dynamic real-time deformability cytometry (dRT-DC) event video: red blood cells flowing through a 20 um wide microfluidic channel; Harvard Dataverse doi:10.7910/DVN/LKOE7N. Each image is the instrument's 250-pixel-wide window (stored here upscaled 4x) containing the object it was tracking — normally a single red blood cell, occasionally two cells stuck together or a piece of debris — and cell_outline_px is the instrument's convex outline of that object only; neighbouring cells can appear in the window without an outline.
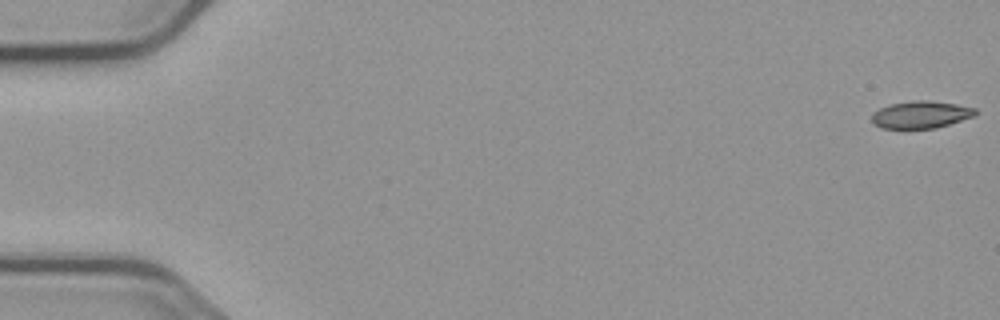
{"species": "common noctule bat (a hibernating species)", "species_latin": "Nyctalus noctula", "temperature_condition": "cold", "stored_images_in_passage": 7, "camera_frame_rate_fps": 3000, "um_per_image_px": 0.085, "animal": {"sex": "male", "body_mass_g": 23.1, "forearm_length_mm": 52.7}, "frame": {"image": 1, "passage_image": 1, "time_ms": 0.0, "image_size_px": [1000, 320], "cell_outline_px": [[976, 116], [936, 128], [880, 128], [872, 120], [872, 112], [880, 108], [892, 104], [912, 100], [928, 100], [956, 104], [976, 108]], "centroid_in_image_um": [78.3, 9.74], "position_along_channel_um": 6.7, "area_um2": 16.42}}
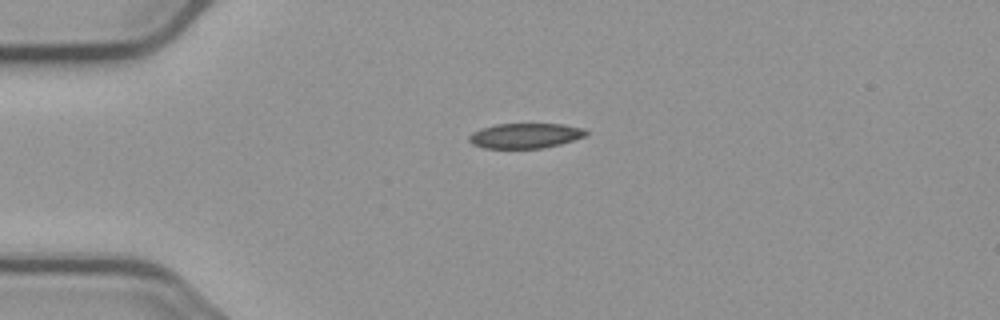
{"frame": {"image": 2, "passage_image": 5, "time_ms": 4.333, "image_size_px": [1000, 320], "cell_outline_px": [[588, 132], [584, 136], [560, 144], [544, 148], [484, 148], [472, 144], [468, 140], [468, 136], [472, 132], [496, 124], [564, 124], [584, 128]], "centroid_in_image_um": [44.64, 11.53], "position_along_channel_um": 40.4, "area_um2": 16.99}}
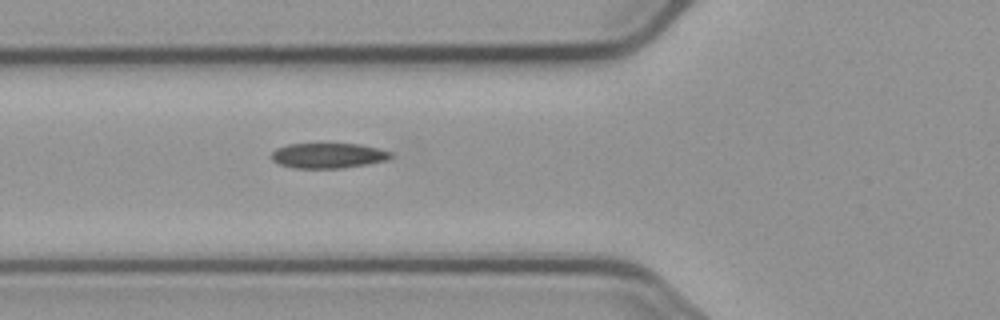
{"frame": {"image": 3, "passage_image": 7, "time_ms": 6.667, "image_size_px": [1000, 320], "cell_outline_px": [[392, 156], [388, 160], [368, 164], [344, 168], [292, 168], [280, 164], [272, 160], [272, 152], [276, 148], [288, 144], [360, 144], [380, 148], [392, 152]], "centroid_in_image_um": [27.93, 13.23], "position_along_channel_um": 97.9, "area_um2": 17.63}}